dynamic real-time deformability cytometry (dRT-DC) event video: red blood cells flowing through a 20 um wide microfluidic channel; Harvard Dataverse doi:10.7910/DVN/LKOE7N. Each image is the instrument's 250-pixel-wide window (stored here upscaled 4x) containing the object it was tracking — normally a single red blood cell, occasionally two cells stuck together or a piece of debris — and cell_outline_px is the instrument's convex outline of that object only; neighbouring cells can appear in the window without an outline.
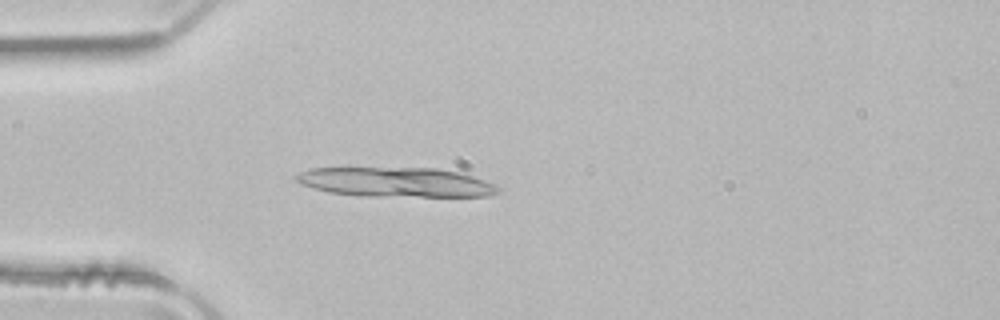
{"species": "common noctule bat (a hibernating species)", "species_latin": "Nyctalus noctula", "temperature_condition": "room temperature", "stored_images_in_passage": 7, "camera_frame_rate_fps": 3000, "um_per_image_px": 0.085, "animal": {"sex": "male", "body_mass_g": 21.5, "forearm_length_mm": 52.0}, "frame": {"image": 1, "passage_image": 1, "time_ms": 0.0, "image_size_px": [1000, 320], "cell_outline_px": [[500, 192], [488, 196], [360, 196], [328, 192], [300, 184], [296, 180], [296, 176], [300, 172], [308, 168], [436, 168], [460, 172], [484, 180], [500, 188]], "centroid_in_image_um": [33.63, 15.48], "position_along_channel_um": 51.4, "area_um2": 34.74}}